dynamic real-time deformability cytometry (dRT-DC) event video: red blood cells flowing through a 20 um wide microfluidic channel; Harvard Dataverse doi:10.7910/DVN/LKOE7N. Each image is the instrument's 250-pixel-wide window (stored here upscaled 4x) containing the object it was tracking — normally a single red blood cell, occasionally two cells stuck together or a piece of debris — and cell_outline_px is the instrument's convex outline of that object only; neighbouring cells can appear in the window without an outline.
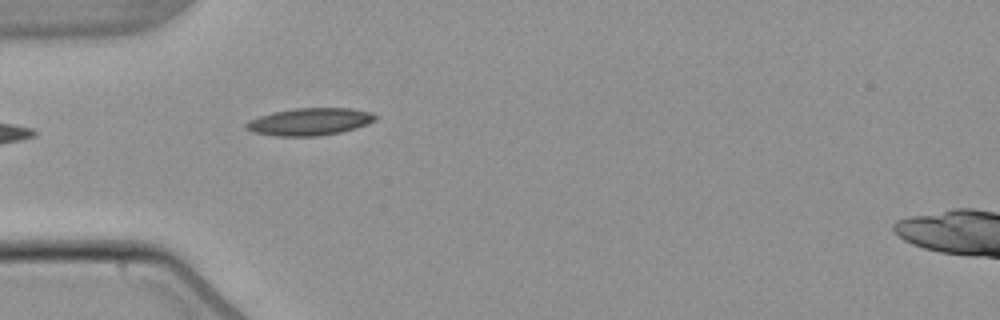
{"species": "common noctule bat (a hibernating species)", "species_latin": "Nyctalus noctula", "temperature_condition": "warm", "stored_images_in_passage": 3, "camera_frame_rate_fps": 3000, "um_per_image_px": 0.085, "animal": {"sex": "male", "body_mass_g": 21.5, "forearm_length_mm": 52.0}, "frame": {"image": 1, "passage_image": 3, "time_ms": 4.667, "image_size_px": [1000, 320], "cell_outline_px": [[376, 120], [368, 124], [356, 128], [340, 132], [320, 136], [276, 136], [252, 132], [244, 128], [244, 124], [248, 120], [272, 112], [296, 108], [352, 108], [372, 112], [376, 116]], "centroid_in_image_um": [26.31, 10.34], "position_along_channel_um": 58.7, "area_um2": 20.75}}